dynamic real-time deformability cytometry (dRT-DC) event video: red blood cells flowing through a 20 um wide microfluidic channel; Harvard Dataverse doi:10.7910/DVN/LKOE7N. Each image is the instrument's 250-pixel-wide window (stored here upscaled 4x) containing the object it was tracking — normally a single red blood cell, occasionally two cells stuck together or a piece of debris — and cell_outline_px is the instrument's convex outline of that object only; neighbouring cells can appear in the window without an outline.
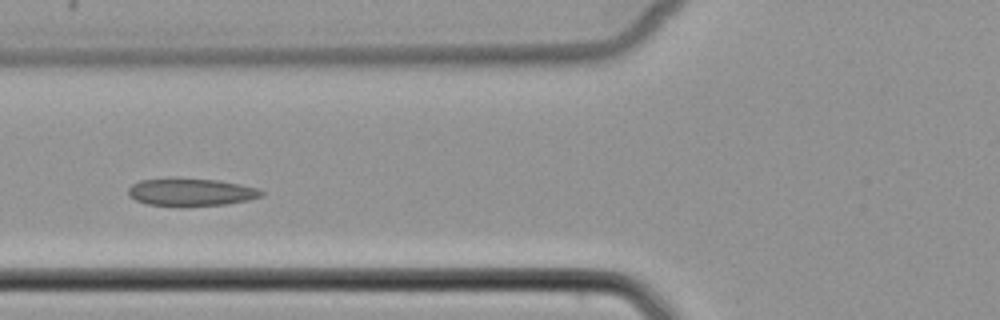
{"species": "common noctule bat (a hibernating species)", "species_latin": "Nyctalus noctula", "temperature_condition": "cold", "stored_images_in_passage": 7, "camera_frame_rate_fps": 3000, "um_per_image_px": 0.085, "animal": {"sex": "female", "body_mass_g": 22.7, "forearm_length_mm": 54.2}, "frame": {"image": 1, "passage_image": 7, "time_ms": 8.0, "image_size_px": [1000, 320], "cell_outline_px": [[264, 192], [260, 196], [248, 200], [224, 204], [180, 208], [176, 208], [148, 204], [136, 200], [128, 196], [128, 188], [132, 184], [140, 180], [172, 176], [176, 176], [220, 180], [240, 184], [256, 188]], "centroid_in_image_um": [16.15, 16.32], "position_along_channel_um": 109.7, "area_um2": 22.43}}